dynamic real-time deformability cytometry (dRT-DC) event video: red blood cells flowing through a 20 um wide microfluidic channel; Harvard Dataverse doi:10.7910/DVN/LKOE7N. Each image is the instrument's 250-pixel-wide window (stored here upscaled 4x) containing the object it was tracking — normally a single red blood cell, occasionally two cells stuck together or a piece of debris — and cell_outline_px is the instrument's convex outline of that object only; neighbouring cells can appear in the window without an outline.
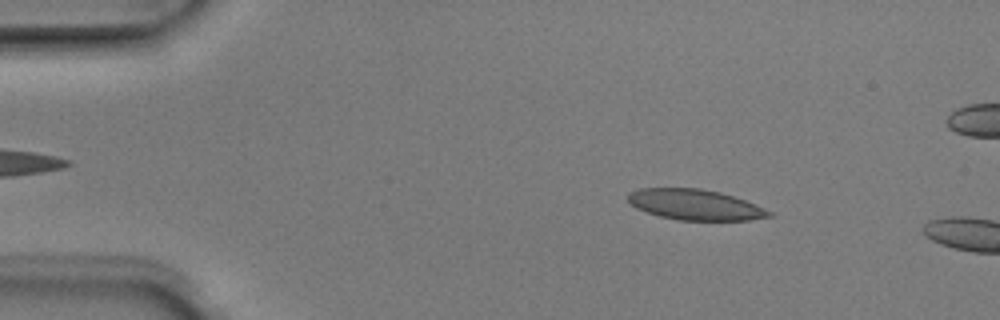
{"species": "Egyptian fruit bat (a non-hibernating species)", "species_latin": "Rousettus aegyptiacus", "temperature_condition": "room temperature", "stored_images_in_passage": 3, "camera_frame_rate_fps": 3000, "um_per_image_px": 0.085, "animal": {"sex": "male"}, "frame": {"image": 1, "passage_image": 2, "time_ms": 0.333, "image_size_px": [1000, 320], "cell_outline_px": [[772, 216], [748, 220], [676, 220], [660, 216], [636, 208], [628, 200], [628, 192], [640, 188], [700, 188], [720, 192], [756, 204], [772, 212]], "centroid_in_image_um": [59.07, 17.39], "position_along_channel_um": 25.9, "area_um2": 25.03}}